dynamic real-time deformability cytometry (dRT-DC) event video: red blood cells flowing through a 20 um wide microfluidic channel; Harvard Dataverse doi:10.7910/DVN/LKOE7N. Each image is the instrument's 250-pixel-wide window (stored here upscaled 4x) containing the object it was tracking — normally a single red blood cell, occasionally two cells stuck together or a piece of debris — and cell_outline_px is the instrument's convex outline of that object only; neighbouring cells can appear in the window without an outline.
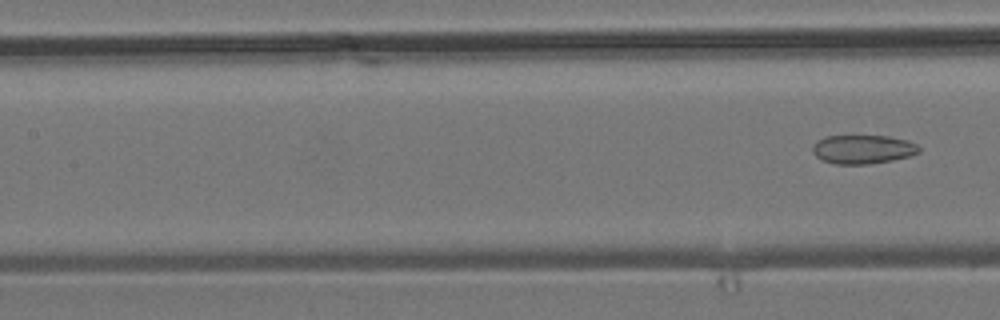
{"species": "common noctule bat (a hibernating species)", "species_latin": "Nyctalus noctula", "temperature_condition": "room temperature", "stored_images_in_passage": 7, "segment_of_instrument_passage": [2, 2], "camera_frame_rate_fps": 3000, "um_per_image_px": 0.085, "animal": {"sex": "male", "body_mass_g": 19.2, "forearm_length_mm": 51.8}, "frame": {"image": 1, "passage_image": 7, "time_ms": 7.667, "image_size_px": [1000, 320], "cell_outline_px": [[920, 152], [908, 156], [892, 160], [868, 164], [836, 164], [820, 160], [812, 152], [812, 148], [816, 140], [824, 136], [888, 136], [908, 140], [916, 144], [920, 148]], "centroid_in_image_um": [73.31, 12.69], "position_along_channel_um": 134.1, "area_um2": 17.98}}